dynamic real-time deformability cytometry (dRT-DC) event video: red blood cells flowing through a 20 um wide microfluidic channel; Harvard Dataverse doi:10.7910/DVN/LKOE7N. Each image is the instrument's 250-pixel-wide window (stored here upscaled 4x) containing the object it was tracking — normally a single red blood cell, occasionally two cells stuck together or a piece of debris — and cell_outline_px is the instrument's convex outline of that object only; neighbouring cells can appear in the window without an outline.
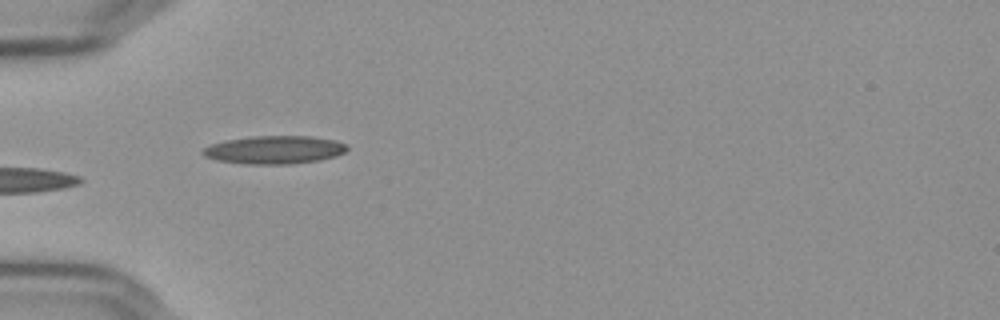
{"species": "Egyptian fruit bat (a non-hibernating species)", "species_latin": "Rousettus aegyptiacus", "temperature_condition": "cold", "stored_images_in_passage": 38, "camera_frame_rate_fps": 3000, "um_per_image_px": 0.085, "frame": {"image": 1, "passage_image": 1, "time_ms": 0.0, "image_size_px": [1000, 320], "cell_outline_px": [[348, 148], [344, 152], [336, 156], [320, 160], [288, 164], [248, 164], [216, 160], [204, 156], [200, 152], [204, 148], [212, 144], [224, 140], [252, 136], [312, 136], [336, 140], [348, 144]], "centroid_in_image_um": [23.34, 12.73], "position_along_channel_um": 61.7, "area_um2": 23.76}}
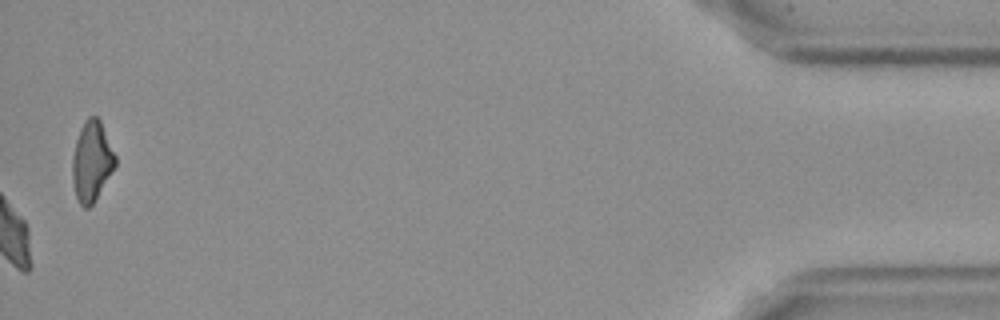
{"frame": {"image": 2, "passage_image": 38, "time_ms": 12.333, "image_size_px": [1000, 320], "cell_outline_px": [[116, 164], [92, 204], [88, 208], [84, 208], [80, 204], [76, 196], [72, 180], [72, 156], [76, 140], [80, 128], [84, 120], [88, 116], [96, 116], [100, 120], [116, 156]], "centroid_in_image_um": [7.78, 13.68], "position_along_channel_um": 427.4, "area_um2": 19.83}, "authors_computed_cell_mechanics": {"area_um2": 21.9351, "velocity_mm_per_s": 3.6098, "shape_relaxation_time_tau1_ms": null, "shape_relaxation_time_tau2_ms": 4.5982, "deformation_change_tau1": null, "deformation_change_tau2": 0.1176}}